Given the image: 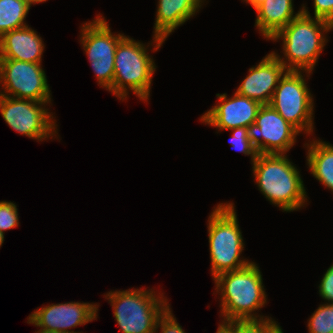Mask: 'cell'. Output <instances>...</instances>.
I'll return each instance as SVG.
<instances>
[{"instance_id": "obj_26", "label": "cell", "mask_w": 333, "mask_h": 333, "mask_svg": "<svg viewBox=\"0 0 333 333\" xmlns=\"http://www.w3.org/2000/svg\"><path fill=\"white\" fill-rule=\"evenodd\" d=\"M314 18H320L333 25V0H314Z\"/></svg>"}, {"instance_id": "obj_18", "label": "cell", "mask_w": 333, "mask_h": 333, "mask_svg": "<svg viewBox=\"0 0 333 333\" xmlns=\"http://www.w3.org/2000/svg\"><path fill=\"white\" fill-rule=\"evenodd\" d=\"M306 143L307 165L311 174L333 192V145L321 140Z\"/></svg>"}, {"instance_id": "obj_7", "label": "cell", "mask_w": 333, "mask_h": 333, "mask_svg": "<svg viewBox=\"0 0 333 333\" xmlns=\"http://www.w3.org/2000/svg\"><path fill=\"white\" fill-rule=\"evenodd\" d=\"M302 74V71H287L279 80L269 105L299 132L311 135L314 100Z\"/></svg>"}, {"instance_id": "obj_23", "label": "cell", "mask_w": 333, "mask_h": 333, "mask_svg": "<svg viewBox=\"0 0 333 333\" xmlns=\"http://www.w3.org/2000/svg\"><path fill=\"white\" fill-rule=\"evenodd\" d=\"M19 226L18 209L15 203L0 201V232Z\"/></svg>"}, {"instance_id": "obj_28", "label": "cell", "mask_w": 333, "mask_h": 333, "mask_svg": "<svg viewBox=\"0 0 333 333\" xmlns=\"http://www.w3.org/2000/svg\"><path fill=\"white\" fill-rule=\"evenodd\" d=\"M36 333H61V332L47 331V330L39 329Z\"/></svg>"}, {"instance_id": "obj_9", "label": "cell", "mask_w": 333, "mask_h": 333, "mask_svg": "<svg viewBox=\"0 0 333 333\" xmlns=\"http://www.w3.org/2000/svg\"><path fill=\"white\" fill-rule=\"evenodd\" d=\"M48 103L0 95V112L11 129L40 142L58 134Z\"/></svg>"}, {"instance_id": "obj_14", "label": "cell", "mask_w": 333, "mask_h": 333, "mask_svg": "<svg viewBox=\"0 0 333 333\" xmlns=\"http://www.w3.org/2000/svg\"><path fill=\"white\" fill-rule=\"evenodd\" d=\"M288 70L271 52L267 54L255 67L249 69V74L244 78L236 93L269 105L279 80Z\"/></svg>"}, {"instance_id": "obj_6", "label": "cell", "mask_w": 333, "mask_h": 333, "mask_svg": "<svg viewBox=\"0 0 333 333\" xmlns=\"http://www.w3.org/2000/svg\"><path fill=\"white\" fill-rule=\"evenodd\" d=\"M115 320L123 333H155L159 317L170 306L163 293L153 289H128L107 292Z\"/></svg>"}, {"instance_id": "obj_11", "label": "cell", "mask_w": 333, "mask_h": 333, "mask_svg": "<svg viewBox=\"0 0 333 333\" xmlns=\"http://www.w3.org/2000/svg\"><path fill=\"white\" fill-rule=\"evenodd\" d=\"M247 133L258 154H286L300 132L270 105H262Z\"/></svg>"}, {"instance_id": "obj_24", "label": "cell", "mask_w": 333, "mask_h": 333, "mask_svg": "<svg viewBox=\"0 0 333 333\" xmlns=\"http://www.w3.org/2000/svg\"><path fill=\"white\" fill-rule=\"evenodd\" d=\"M158 328H161L160 333H185L182 326L177 322L176 317L173 316L170 306L159 317L156 323L155 333H157Z\"/></svg>"}, {"instance_id": "obj_30", "label": "cell", "mask_w": 333, "mask_h": 333, "mask_svg": "<svg viewBox=\"0 0 333 333\" xmlns=\"http://www.w3.org/2000/svg\"><path fill=\"white\" fill-rule=\"evenodd\" d=\"M4 233L0 232V247L2 246L3 242H4Z\"/></svg>"}, {"instance_id": "obj_27", "label": "cell", "mask_w": 333, "mask_h": 333, "mask_svg": "<svg viewBox=\"0 0 333 333\" xmlns=\"http://www.w3.org/2000/svg\"><path fill=\"white\" fill-rule=\"evenodd\" d=\"M250 4L255 10L265 1V0H243Z\"/></svg>"}, {"instance_id": "obj_4", "label": "cell", "mask_w": 333, "mask_h": 333, "mask_svg": "<svg viewBox=\"0 0 333 333\" xmlns=\"http://www.w3.org/2000/svg\"><path fill=\"white\" fill-rule=\"evenodd\" d=\"M235 211L234 203H220L214 207L208 219L213 278L224 272L241 269L251 263L249 260L240 258L244 250V240Z\"/></svg>"}, {"instance_id": "obj_1", "label": "cell", "mask_w": 333, "mask_h": 333, "mask_svg": "<svg viewBox=\"0 0 333 333\" xmlns=\"http://www.w3.org/2000/svg\"><path fill=\"white\" fill-rule=\"evenodd\" d=\"M213 280L216 293H219L221 298L220 315L224 317L222 323L270 319L255 312L267 303L261 271L257 264L251 261L247 266L221 273Z\"/></svg>"}, {"instance_id": "obj_25", "label": "cell", "mask_w": 333, "mask_h": 333, "mask_svg": "<svg viewBox=\"0 0 333 333\" xmlns=\"http://www.w3.org/2000/svg\"><path fill=\"white\" fill-rule=\"evenodd\" d=\"M318 287L322 299L328 301V303H333V264L323 275Z\"/></svg>"}, {"instance_id": "obj_8", "label": "cell", "mask_w": 333, "mask_h": 333, "mask_svg": "<svg viewBox=\"0 0 333 333\" xmlns=\"http://www.w3.org/2000/svg\"><path fill=\"white\" fill-rule=\"evenodd\" d=\"M80 42L87 54L98 84L113 94L115 53L124 34H113L108 22L97 15L81 27Z\"/></svg>"}, {"instance_id": "obj_3", "label": "cell", "mask_w": 333, "mask_h": 333, "mask_svg": "<svg viewBox=\"0 0 333 333\" xmlns=\"http://www.w3.org/2000/svg\"><path fill=\"white\" fill-rule=\"evenodd\" d=\"M251 164L257 187L270 203L283 212L304 207L307 192L300 172L287 154H258Z\"/></svg>"}, {"instance_id": "obj_17", "label": "cell", "mask_w": 333, "mask_h": 333, "mask_svg": "<svg viewBox=\"0 0 333 333\" xmlns=\"http://www.w3.org/2000/svg\"><path fill=\"white\" fill-rule=\"evenodd\" d=\"M256 11L255 26L266 40L302 13L294 12L293 0H265Z\"/></svg>"}, {"instance_id": "obj_16", "label": "cell", "mask_w": 333, "mask_h": 333, "mask_svg": "<svg viewBox=\"0 0 333 333\" xmlns=\"http://www.w3.org/2000/svg\"><path fill=\"white\" fill-rule=\"evenodd\" d=\"M44 48L41 36L29 26L11 30L0 37V59L41 63Z\"/></svg>"}, {"instance_id": "obj_29", "label": "cell", "mask_w": 333, "mask_h": 333, "mask_svg": "<svg viewBox=\"0 0 333 333\" xmlns=\"http://www.w3.org/2000/svg\"><path fill=\"white\" fill-rule=\"evenodd\" d=\"M31 4H37V3H42L45 2L47 0H28Z\"/></svg>"}, {"instance_id": "obj_22", "label": "cell", "mask_w": 333, "mask_h": 333, "mask_svg": "<svg viewBox=\"0 0 333 333\" xmlns=\"http://www.w3.org/2000/svg\"><path fill=\"white\" fill-rule=\"evenodd\" d=\"M232 130V137L230 139V145L233 149L242 152L244 155L251 156V162L253 163L257 156L258 152L256 148L251 144V141L248 137L247 128L246 127H236Z\"/></svg>"}, {"instance_id": "obj_15", "label": "cell", "mask_w": 333, "mask_h": 333, "mask_svg": "<svg viewBox=\"0 0 333 333\" xmlns=\"http://www.w3.org/2000/svg\"><path fill=\"white\" fill-rule=\"evenodd\" d=\"M157 3L153 51H157L176 28L197 14L204 0H158Z\"/></svg>"}, {"instance_id": "obj_31", "label": "cell", "mask_w": 333, "mask_h": 333, "mask_svg": "<svg viewBox=\"0 0 333 333\" xmlns=\"http://www.w3.org/2000/svg\"><path fill=\"white\" fill-rule=\"evenodd\" d=\"M216 333H227L220 325H218V330Z\"/></svg>"}, {"instance_id": "obj_5", "label": "cell", "mask_w": 333, "mask_h": 333, "mask_svg": "<svg viewBox=\"0 0 333 333\" xmlns=\"http://www.w3.org/2000/svg\"><path fill=\"white\" fill-rule=\"evenodd\" d=\"M148 47V44L136 42L126 35L119 41L115 53L113 95L120 100H127L129 90L140 100H149L156 65Z\"/></svg>"}, {"instance_id": "obj_20", "label": "cell", "mask_w": 333, "mask_h": 333, "mask_svg": "<svg viewBox=\"0 0 333 333\" xmlns=\"http://www.w3.org/2000/svg\"><path fill=\"white\" fill-rule=\"evenodd\" d=\"M219 325L227 333H277L281 329L271 317L267 320L230 321Z\"/></svg>"}, {"instance_id": "obj_21", "label": "cell", "mask_w": 333, "mask_h": 333, "mask_svg": "<svg viewBox=\"0 0 333 333\" xmlns=\"http://www.w3.org/2000/svg\"><path fill=\"white\" fill-rule=\"evenodd\" d=\"M307 325L309 333H333V303L319 305Z\"/></svg>"}, {"instance_id": "obj_12", "label": "cell", "mask_w": 333, "mask_h": 333, "mask_svg": "<svg viewBox=\"0 0 333 333\" xmlns=\"http://www.w3.org/2000/svg\"><path fill=\"white\" fill-rule=\"evenodd\" d=\"M98 304L84 302H67L46 305L37 308L27 318L28 324H34L40 329L56 331L61 333H81L74 332L77 326L85 325L97 319Z\"/></svg>"}, {"instance_id": "obj_13", "label": "cell", "mask_w": 333, "mask_h": 333, "mask_svg": "<svg viewBox=\"0 0 333 333\" xmlns=\"http://www.w3.org/2000/svg\"><path fill=\"white\" fill-rule=\"evenodd\" d=\"M219 103L204 113L200 121L220 130H230L236 127H249L255 123L258 110L262 106L259 102L236 92L230 98L227 94H216Z\"/></svg>"}, {"instance_id": "obj_32", "label": "cell", "mask_w": 333, "mask_h": 333, "mask_svg": "<svg viewBox=\"0 0 333 333\" xmlns=\"http://www.w3.org/2000/svg\"><path fill=\"white\" fill-rule=\"evenodd\" d=\"M277 333H283L282 328Z\"/></svg>"}, {"instance_id": "obj_2", "label": "cell", "mask_w": 333, "mask_h": 333, "mask_svg": "<svg viewBox=\"0 0 333 333\" xmlns=\"http://www.w3.org/2000/svg\"><path fill=\"white\" fill-rule=\"evenodd\" d=\"M306 8L303 5L302 13L270 40H283L282 52L285 58L274 51L273 53L288 71H304L309 77L328 42L325 33L333 30V25L326 20L312 17Z\"/></svg>"}, {"instance_id": "obj_19", "label": "cell", "mask_w": 333, "mask_h": 333, "mask_svg": "<svg viewBox=\"0 0 333 333\" xmlns=\"http://www.w3.org/2000/svg\"><path fill=\"white\" fill-rule=\"evenodd\" d=\"M31 6L28 0H0V37L11 30L28 26L24 20Z\"/></svg>"}, {"instance_id": "obj_10", "label": "cell", "mask_w": 333, "mask_h": 333, "mask_svg": "<svg viewBox=\"0 0 333 333\" xmlns=\"http://www.w3.org/2000/svg\"><path fill=\"white\" fill-rule=\"evenodd\" d=\"M0 95L51 102V91L41 63L0 59Z\"/></svg>"}]
</instances>
